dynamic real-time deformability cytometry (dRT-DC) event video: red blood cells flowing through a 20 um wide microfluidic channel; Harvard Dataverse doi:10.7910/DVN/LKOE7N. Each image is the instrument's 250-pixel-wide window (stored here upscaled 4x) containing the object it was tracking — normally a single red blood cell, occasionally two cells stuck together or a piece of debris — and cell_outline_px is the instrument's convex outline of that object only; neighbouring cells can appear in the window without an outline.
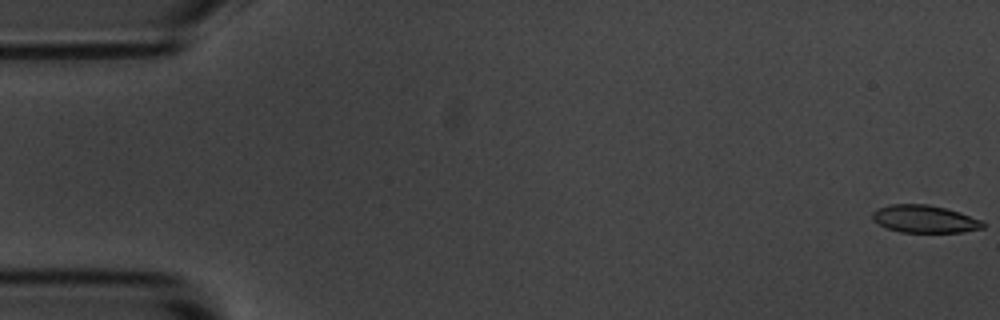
{"species": "common noctule bat (a hibernating species)", "species_latin": "Nyctalus noctula", "temperature_condition": "room temperature", "stored_images_in_passage": 55, "camera_frame_rate_fps": 3000, "um_per_image_px": 0.085, "animal": {"sex": "male", "body_mass_g": 20.1, "forearm_length_mm": 53.5}, "frame": {"image": 1, "passage_image": 1, "time_ms": 0.0, "image_size_px": [1000, 320], "cell_outline_px": [[984, 228], [964, 232], [900, 232], [888, 228], [872, 220], [872, 212], [876, 208], [892, 204], [928, 204], [960, 212], [984, 220]], "centroid_in_image_um": [78.61, 18.61], "position_along_channel_um": 6.4, "area_um2": 17.86}}
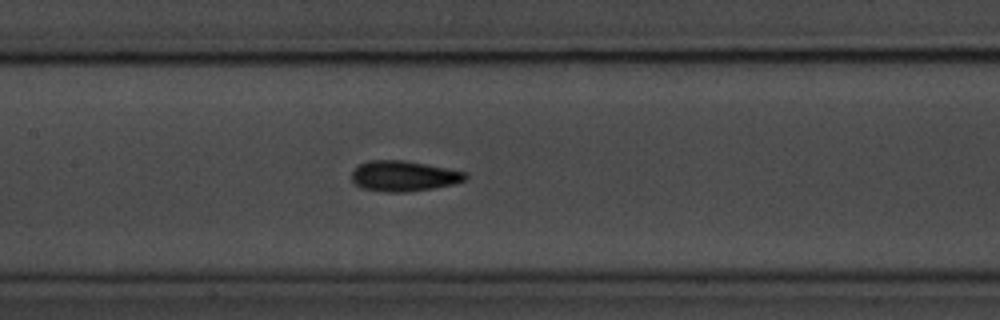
{"frame": {"image": 2, "passage_image": 26, "time_ms": 8.333, "image_size_px": [1000, 320], "cell_outline_px": [[468, 176], [464, 180], [452, 184], [432, 188], [404, 192], [384, 192], [364, 188], [356, 184], [352, 180], [352, 172], [360, 164], [368, 160], [404, 160], [468, 172]], "centroid_in_image_um": [34.32, 14.95], "position_along_channel_um": 173.1, "area_um2": 20.0}}
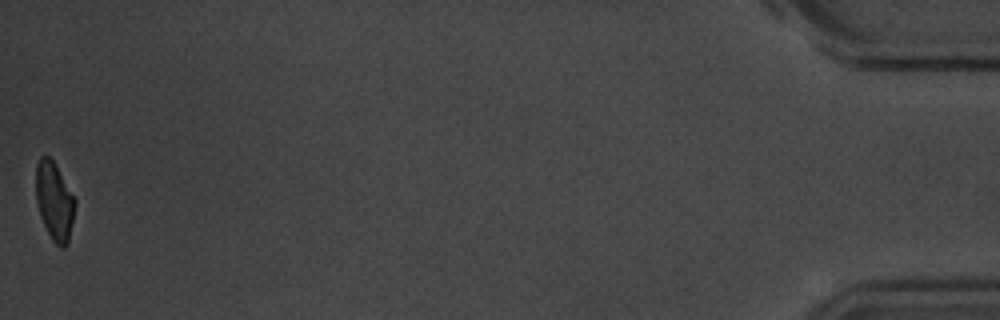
{"frame": {"image": 3, "passage_image": 55, "time_ms": 18.0, "image_size_px": [1000, 320], "cell_outline_px": [[76, 204], [68, 244], [64, 248], [60, 248], [52, 240], [40, 216], [36, 200], [36, 164], [40, 156], [48, 156], [52, 160], [76, 200]], "centroid_in_image_um": [4.62, 17.13], "position_along_channel_um": 430.6, "area_um2": 17.69}, "authors_computed_cell_mechanics": {"area_um2": 19.1318, "velocity_mm_per_s": 3.686, "shape_relaxation_time_tau1_ms": 2.615, "shape_relaxation_time_tau2_ms": 2.2269, "deformation_change_tau1": 0.1245, "deformation_change_tau2": 0.0726}}